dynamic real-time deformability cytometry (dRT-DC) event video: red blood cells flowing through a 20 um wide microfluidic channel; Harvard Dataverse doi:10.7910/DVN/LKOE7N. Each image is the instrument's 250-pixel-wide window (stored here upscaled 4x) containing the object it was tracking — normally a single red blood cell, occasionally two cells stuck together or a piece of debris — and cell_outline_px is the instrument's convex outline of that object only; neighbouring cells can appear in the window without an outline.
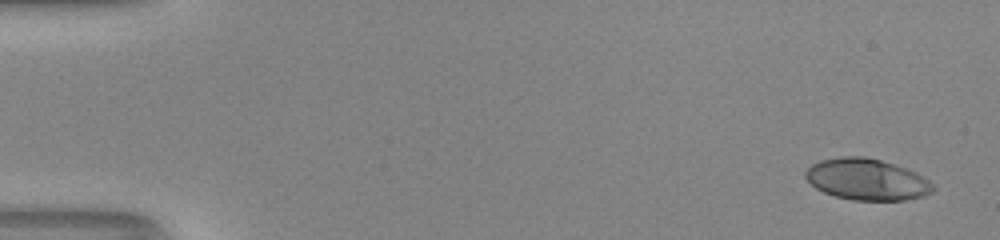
{"species": "human", "species_latin": "Homo sapiens", "temperature_condition": "room temperature", "stored_images_in_passage": 50, "camera_frame_rate_fps": 3000, "um_per_image_px": 0.085, "donor": {"sex": "male"}, "frame": {"image": 1, "passage_image": 1, "time_ms": 0.0, "image_size_px": [1000, 240], "cell_outline_px": [[936, 188], [932, 192], [924, 196], [904, 200], [852, 200], [836, 196], [824, 192], [816, 188], [804, 176], [804, 172], [812, 164], [820, 160], [844, 156], [864, 156], [880, 160], [904, 168], [928, 180]], "centroid_in_image_um": [73.65, 15.25], "position_along_channel_um": 11.3, "area_um2": 30.4}}
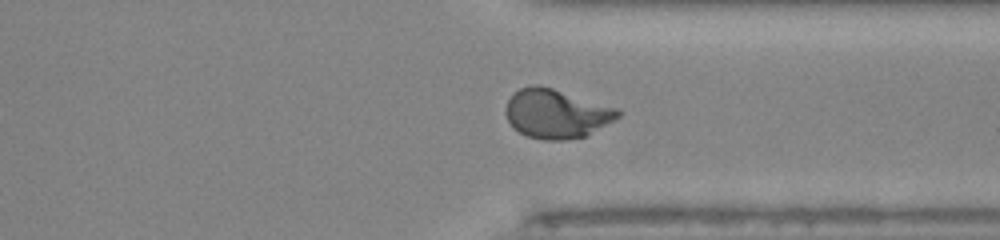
{"frame": {"image": 2, "passage_image": 38, "time_ms": 12.333, "image_size_px": [1000, 240], "cell_outline_px": [[620, 116], [588, 136], [564, 140], [544, 140], [528, 136], [512, 128], [504, 112], [504, 108], [508, 100], [520, 88], [532, 84], [540, 84], [620, 108]], "centroid_in_image_um": [47.3, 9.65], "position_along_channel_um": 364.1, "area_um2": 32.48}}
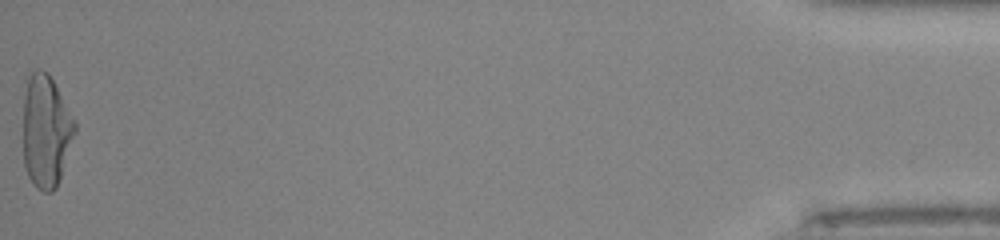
{"frame": {"image": 3, "passage_image": 50, "time_ms": 16.333, "image_size_px": [1000, 240], "cell_outline_px": [[76, 132], [60, 180], [56, 188], [52, 192], [44, 192], [36, 188], [32, 184], [28, 176], [24, 164], [24, 96], [28, 76], [36, 68], [48, 72], [76, 120]], "centroid_in_image_um": [3.93, 11.16], "position_along_channel_um": 431.3, "area_um2": 34.28}, "authors_computed_cell_mechanics": {"area_um2": 31.501, "velocity_mm_per_s": 4.1532, "shape_relaxation_time_tau1_ms": 5.6544, "shape_relaxation_time_tau2_ms": null, "deformation_change_tau1": 0.2694, "deformation_change_tau2": null}}